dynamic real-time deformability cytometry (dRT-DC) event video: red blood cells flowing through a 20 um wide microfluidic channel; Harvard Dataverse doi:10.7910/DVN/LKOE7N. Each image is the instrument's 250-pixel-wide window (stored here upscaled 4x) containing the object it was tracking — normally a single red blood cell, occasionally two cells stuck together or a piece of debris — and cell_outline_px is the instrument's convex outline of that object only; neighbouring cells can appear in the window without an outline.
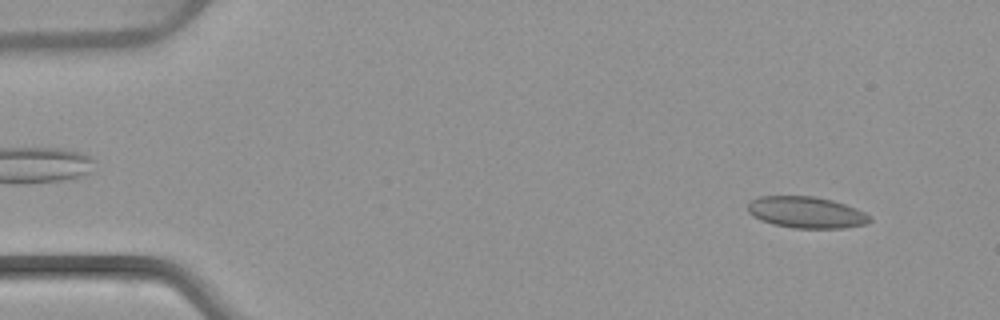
{"species": "common noctule bat (a hibernating species)", "species_latin": "Nyctalus noctula", "temperature_condition": "warm", "stored_images_in_passage": 4, "camera_frame_rate_fps": 3000, "um_per_image_px": 0.085, "animal": {"sex": "female", "body_mass_g": 22.7, "forearm_length_mm": 54.2}, "frame": {"image": 1, "passage_image": 1, "time_ms": 0.0, "image_size_px": [1000, 320], "cell_outline_px": [[872, 220], [868, 224], [844, 228], [796, 228], [772, 224], [752, 216], [748, 212], [748, 204], [752, 200], [760, 196], [812, 196], [832, 200], [844, 204], [864, 212], [872, 216]], "centroid_in_image_um": [68.56, 18.06], "position_along_channel_um": 16.4, "area_um2": 22.37}}
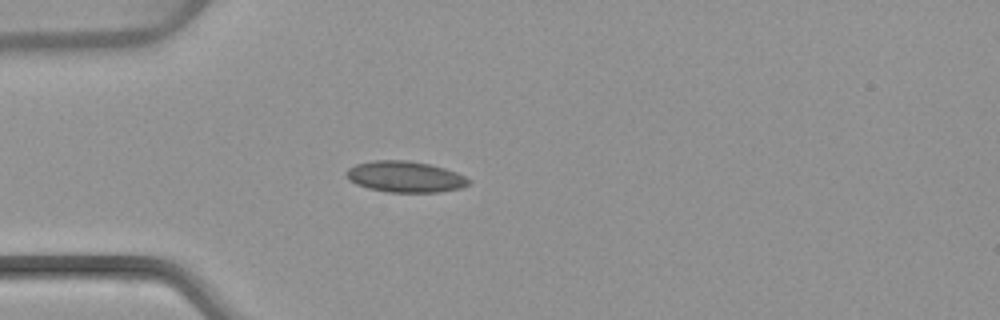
{"frame": {"image": 2, "passage_image": 3, "time_ms": 3.333, "image_size_px": [1000, 320], "cell_outline_px": [[468, 184], [460, 188], [440, 192], [388, 192], [368, 188], [356, 184], [348, 180], [344, 172], [348, 168], [356, 164], [372, 160], [408, 160], [428, 164], [444, 168], [456, 172], [464, 176], [468, 180]], "centroid_in_image_um": [34.37, 15.02], "position_along_channel_um": 50.6, "area_um2": 22.14}}